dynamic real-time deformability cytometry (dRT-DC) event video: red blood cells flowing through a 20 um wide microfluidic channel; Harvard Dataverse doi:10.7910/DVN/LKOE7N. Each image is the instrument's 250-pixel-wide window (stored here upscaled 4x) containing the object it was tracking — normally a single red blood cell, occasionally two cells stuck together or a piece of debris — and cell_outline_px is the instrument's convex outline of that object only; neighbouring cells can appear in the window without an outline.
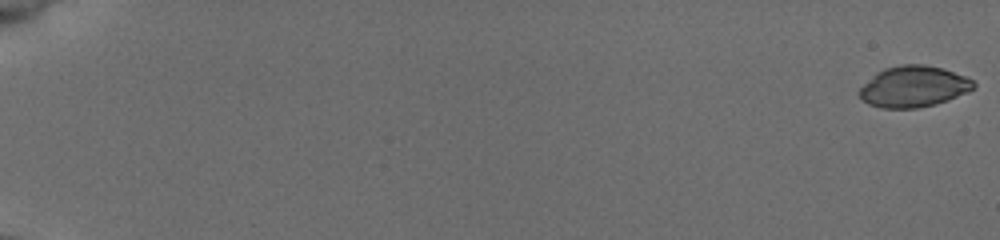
{"species": "common noctule bat (a hibernating species)", "species_latin": "Nyctalus noctula", "temperature_condition": "cold", "stored_images_in_passage": 55, "camera_frame_rate_fps": 3000, "um_per_image_px": 0.085, "animal": {"sex": "female", "body_mass_g": 19.5, "forearm_length_mm": 54.1}, "frame": {"image": 1, "passage_image": 1, "time_ms": 0.0, "image_size_px": [1000, 240], "cell_outline_px": [[976, 84], [968, 92], [948, 100], [936, 104], [916, 108], [880, 108], [868, 104], [856, 92], [876, 72], [884, 68], [900, 64], [924, 64], [944, 68], [964, 76], [972, 80]], "centroid_in_image_um": [77.63, 7.35], "position_along_channel_um": 7.4, "area_um2": 27.46}}
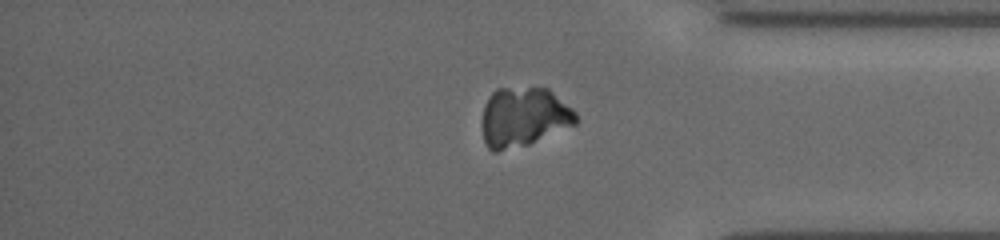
{"frame": {"image": 2, "passage_image": 47, "time_ms": 15.333, "image_size_px": [1000, 240], "cell_outline_px": [[576, 124], [528, 144], [496, 152], [492, 152], [488, 148], [484, 140], [484, 104], [492, 92], [496, 88], [548, 88], [572, 108], [576, 112]], "centroid_in_image_um": [44.52, 9.94], "position_along_channel_um": 390.7, "area_um2": 32.08}}
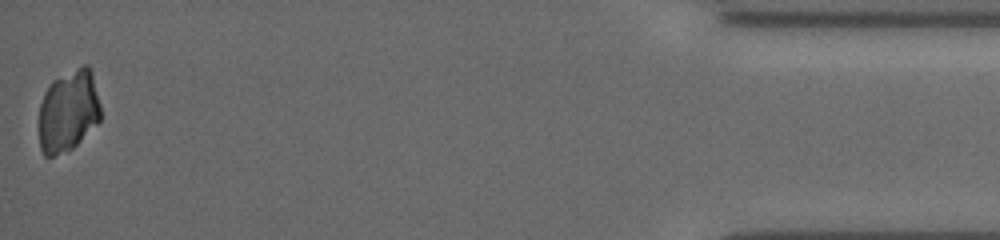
{"frame": {"image": 3, "passage_image": 55, "time_ms": 18.0, "image_size_px": [1000, 240], "cell_outline_px": [[100, 120], [68, 152], [52, 156], [44, 156], [40, 148], [40, 104], [44, 92], [52, 80], [84, 64], [88, 64], [92, 72], [100, 104]], "centroid_in_image_um": [5.81, 9.42], "position_along_channel_um": 429.4, "area_um2": 29.3}}